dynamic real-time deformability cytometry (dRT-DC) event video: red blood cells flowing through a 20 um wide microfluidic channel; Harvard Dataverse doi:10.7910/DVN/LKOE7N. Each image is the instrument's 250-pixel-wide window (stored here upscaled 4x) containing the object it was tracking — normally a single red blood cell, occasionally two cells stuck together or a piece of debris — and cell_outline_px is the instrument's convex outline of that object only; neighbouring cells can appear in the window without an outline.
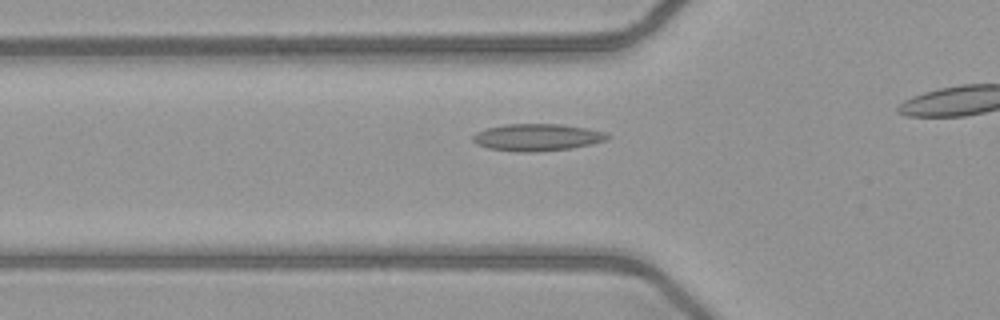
{"species": "common noctule bat (a hibernating species)", "species_latin": "Nyctalus noctula", "temperature_condition": "warm", "stored_images_in_passage": 21, "camera_frame_rate_fps": 3000, "um_per_image_px": 0.085, "animal": {"sex": "female", "body_mass_g": 21.9}, "frame": {"image": 1, "passage_image": 10, "time_ms": 3.0, "image_size_px": [1000, 320], "cell_outline_px": [[608, 140], [592, 144], [572, 148], [536, 152], [516, 152], [488, 148], [476, 144], [472, 140], [472, 136], [476, 132], [488, 128], [504, 124], [560, 124], [584, 128], [604, 132], [608, 136]], "centroid_in_image_um": [45.62, 11.68], "position_along_channel_um": 80.2, "area_um2": 21.21}}
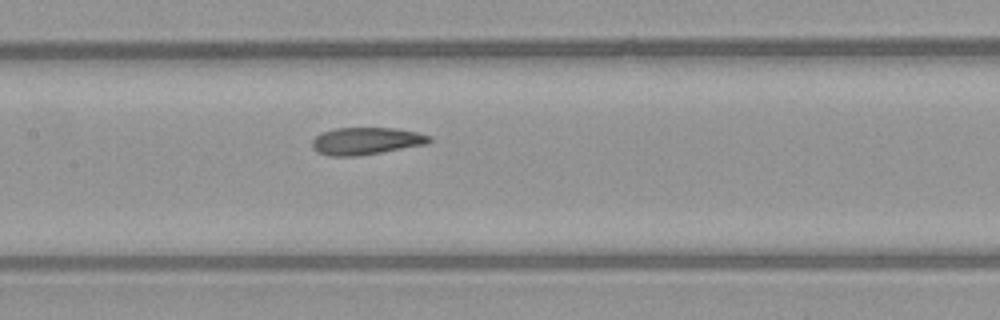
{"frame": {"image": 2, "passage_image": 17, "time_ms": 5.333, "image_size_px": [1000, 320], "cell_outline_px": [[432, 140], [428, 144], [356, 156], [328, 156], [316, 152], [312, 148], [312, 140], [320, 132], [336, 128], [396, 128], [416, 132], [432, 136]], "centroid_in_image_um": [31.1, 11.98], "position_along_channel_um": 176.3, "area_um2": 18.73}}
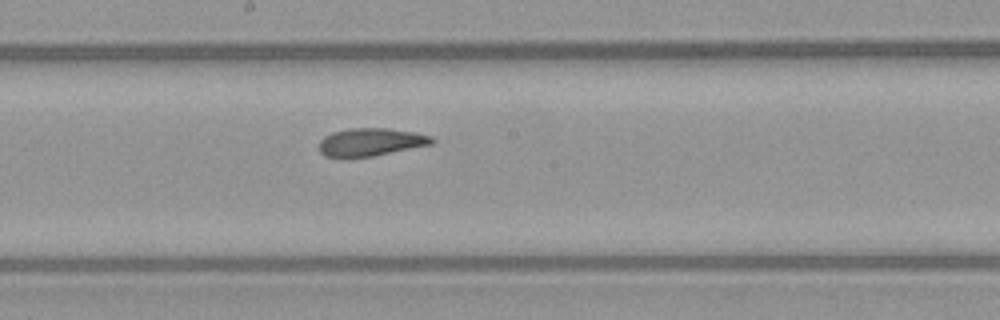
{"frame": {"image": 3, "passage_image": 20, "time_ms": 6.333, "image_size_px": [1000, 320], "cell_outline_px": [[436, 140], [432, 144], [372, 156], [324, 156], [320, 152], [320, 140], [324, 136], [332, 132], [352, 128], [388, 128], [416, 132], [432, 136]], "centroid_in_image_um": [31.55, 12.05], "position_along_channel_um": 216.6, "area_um2": 18.09}}